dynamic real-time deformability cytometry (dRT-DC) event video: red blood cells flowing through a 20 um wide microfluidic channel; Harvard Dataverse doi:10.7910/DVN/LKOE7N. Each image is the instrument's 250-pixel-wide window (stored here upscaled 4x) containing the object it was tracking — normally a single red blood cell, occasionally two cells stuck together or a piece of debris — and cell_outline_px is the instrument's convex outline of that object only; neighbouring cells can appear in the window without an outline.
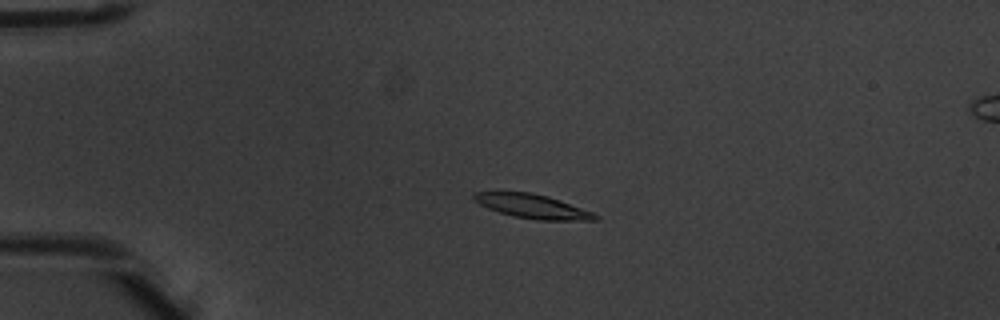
{"species": "common noctule bat (a hibernating species)", "species_latin": "Nyctalus noctula", "temperature_condition": "warm", "stored_images_in_passage": 5, "camera_frame_rate_fps": 3000, "um_per_image_px": 0.085, "animal": {"sex": "male", "body_mass_g": 20.1, "forearm_length_mm": 53.5}, "frame": {"image": 1, "passage_image": 4, "time_ms": 1.0, "image_size_px": [1000, 320], "cell_outline_px": [[600, 220], [536, 220], [516, 216], [500, 212], [488, 208], [472, 200], [472, 192], [500, 188], [532, 192], [548, 196], [560, 200], [592, 212], [600, 216]], "centroid_in_image_um": [45.13, 17.47], "position_along_channel_um": 39.9, "area_um2": 17.8}}